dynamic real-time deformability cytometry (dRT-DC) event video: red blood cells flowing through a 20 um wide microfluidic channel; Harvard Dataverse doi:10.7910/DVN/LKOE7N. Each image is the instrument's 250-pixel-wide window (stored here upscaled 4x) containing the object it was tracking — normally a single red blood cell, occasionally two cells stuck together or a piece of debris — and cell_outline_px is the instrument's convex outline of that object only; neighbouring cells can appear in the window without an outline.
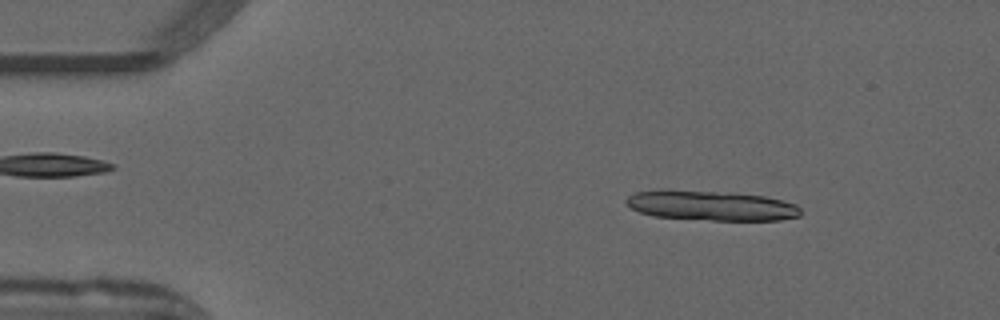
{"species": "common noctule bat (a hibernating species)", "species_latin": "Nyctalus noctula", "temperature_condition": "warm", "stored_images_in_passage": 51, "camera_frame_rate_fps": 3000, "um_per_image_px": 0.085, "animal": {"sex": "male", "forearm_length_mm": 52.5}, "frame": {"image": 1, "passage_image": 6, "time_ms": 1.667, "image_size_px": [1000, 320], "cell_outline_px": [[800, 216], [780, 220], [712, 220], [652, 216], [640, 212], [632, 208], [624, 200], [628, 196], [636, 192], [660, 188], [668, 188], [728, 192], [764, 196], [784, 200], [796, 204], [800, 208]], "centroid_in_image_um": [60.41, 17.45], "position_along_channel_um": 24.6, "area_um2": 30.92}}
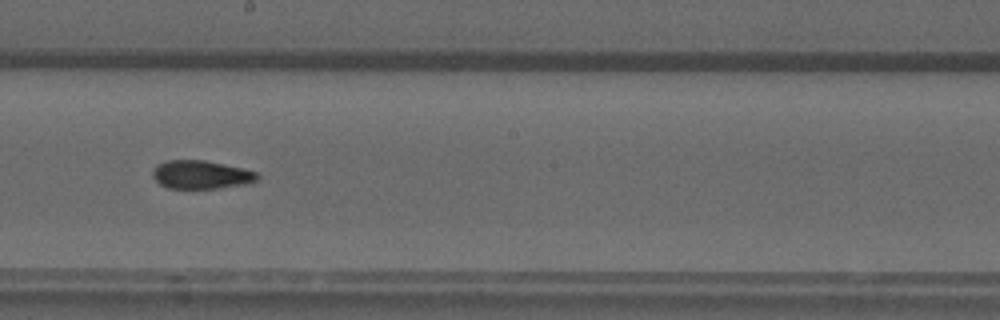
{"frame": {"image": 2, "passage_image": 28, "time_ms": 9.0, "image_size_px": [1000, 320], "cell_outline_px": [[260, 176], [252, 184], [216, 188], [168, 188], [160, 184], [152, 176], [152, 172], [156, 164], [168, 160], [204, 160], [244, 168], [256, 172]], "centroid_in_image_um": [17.12, 14.84], "position_along_channel_um": 231.1, "area_um2": 17.46}}
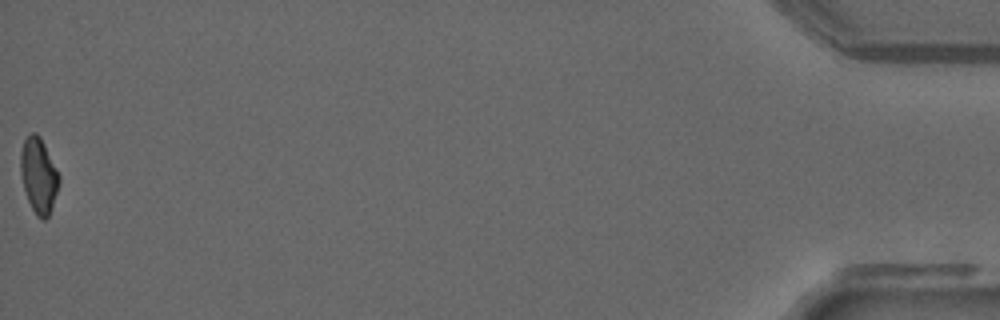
{"frame": {"image": 3, "passage_image": 51, "time_ms": 16.667, "image_size_px": [1000, 320], "cell_outline_px": [[60, 180], [48, 216], [44, 220], [36, 216], [28, 200], [24, 188], [20, 172], [20, 152], [24, 140], [32, 132], [36, 132], [40, 136], [60, 176]], "centroid_in_image_um": [3.27, 14.89], "position_along_channel_um": 431.9, "area_um2": 16.59}, "authors_computed_cell_mechanics": {"area_um2": 17.5134, "velocity_mm_per_s": 3.9614, "shape_relaxation_time_tau1_ms": null, "shape_relaxation_time_tau2_ms": 2.6907, "deformation_change_tau1": null, "deformation_change_tau2": 0.1001}}